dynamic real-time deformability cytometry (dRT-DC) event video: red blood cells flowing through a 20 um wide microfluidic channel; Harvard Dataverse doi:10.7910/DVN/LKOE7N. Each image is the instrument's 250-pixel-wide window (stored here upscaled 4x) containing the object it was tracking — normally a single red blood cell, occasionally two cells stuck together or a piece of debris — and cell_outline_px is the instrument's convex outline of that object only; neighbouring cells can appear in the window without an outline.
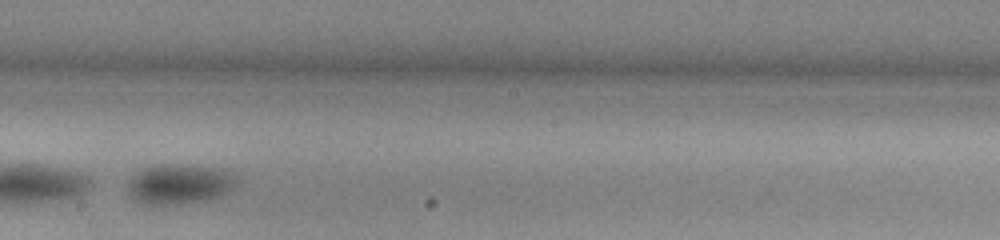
{"species": "common noctule bat (a hibernating species)", "species_latin": "Nyctalus noctula", "temperature_condition": "warm", "stored_images_in_passage": 41, "camera_frame_rate_fps": 3000, "um_per_image_px": 0.085, "animal": {"sex": "male", "body_mass_g": 13.0, "forearm_length_mm": 53.1}, "frame": {"image": 1, "passage_image": 18, "time_ms": 5.667, "image_size_px": [1000, 240], "cell_outline_px": [[236, 184], [232, 188], [220, 196], [212, 200], [176, 204], [148, 204], [132, 196], [128, 192], [128, 180], [136, 172], [144, 168], [156, 164], [172, 164], [224, 168], [232, 172], [236, 176]], "centroid_in_image_um": [15.29, 15.62], "position_along_channel_um": 232.9, "area_um2": 25.43}}